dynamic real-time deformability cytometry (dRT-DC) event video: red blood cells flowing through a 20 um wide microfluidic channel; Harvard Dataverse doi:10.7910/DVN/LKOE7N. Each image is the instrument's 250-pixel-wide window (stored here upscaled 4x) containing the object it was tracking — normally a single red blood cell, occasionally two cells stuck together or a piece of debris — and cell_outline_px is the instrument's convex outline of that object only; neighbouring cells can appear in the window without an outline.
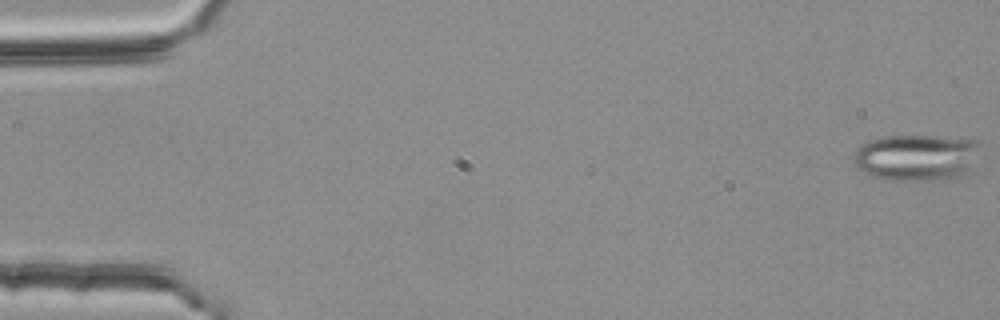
{"species": "common noctule bat (a hibernating species)", "species_latin": "Nyctalus noctula", "temperature_condition": "room temperature", "stored_images_in_passage": 55, "segment_of_instrument_passage": [1, 2], "camera_frame_rate_fps": 3000, "um_per_image_px": 0.085, "animal": {"sex": "female", "body_mass_g": 25.1}, "frame": {"image": 1, "passage_image": 1, "time_ms": 0.0, "image_size_px": [1000, 320], "cell_outline_px": [[980, 140], [972, 172], [964, 176], [940, 180], [896, 180], [872, 176], [856, 168], [852, 160], [852, 156], [856, 148], [860, 144], [868, 140], [884, 136], [936, 136]], "centroid_in_image_um": [77.9, 13.38], "position_along_channel_um": 7.1, "area_um2": 34.91}}